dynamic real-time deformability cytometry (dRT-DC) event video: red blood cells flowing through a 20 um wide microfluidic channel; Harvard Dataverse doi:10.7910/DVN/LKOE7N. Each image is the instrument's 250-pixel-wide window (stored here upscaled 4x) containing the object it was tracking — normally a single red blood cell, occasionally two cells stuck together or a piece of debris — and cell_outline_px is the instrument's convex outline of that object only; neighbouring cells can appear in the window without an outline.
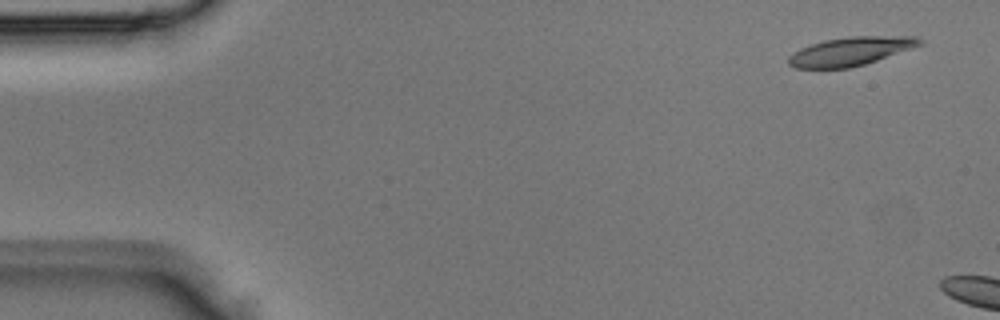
{"species": "Egyptian fruit bat (a non-hibernating species)", "species_latin": "Rousettus aegyptiacus", "temperature_condition": "room temperature", "stored_images_in_passage": 2, "camera_frame_rate_fps": 3000, "um_per_image_px": 0.085, "animal": {"sex": "male"}, "frame": {"image": 1, "passage_image": 1, "time_ms": 0.0, "image_size_px": [1000, 320], "cell_outline_px": [[924, 44], [864, 64], [848, 68], [796, 68], [788, 64], [788, 56], [800, 48], [824, 40], [848, 36], [916, 36], [924, 40]], "centroid_in_image_um": [72.31, 4.35], "position_along_channel_um": 12.7, "area_um2": 21.79}}